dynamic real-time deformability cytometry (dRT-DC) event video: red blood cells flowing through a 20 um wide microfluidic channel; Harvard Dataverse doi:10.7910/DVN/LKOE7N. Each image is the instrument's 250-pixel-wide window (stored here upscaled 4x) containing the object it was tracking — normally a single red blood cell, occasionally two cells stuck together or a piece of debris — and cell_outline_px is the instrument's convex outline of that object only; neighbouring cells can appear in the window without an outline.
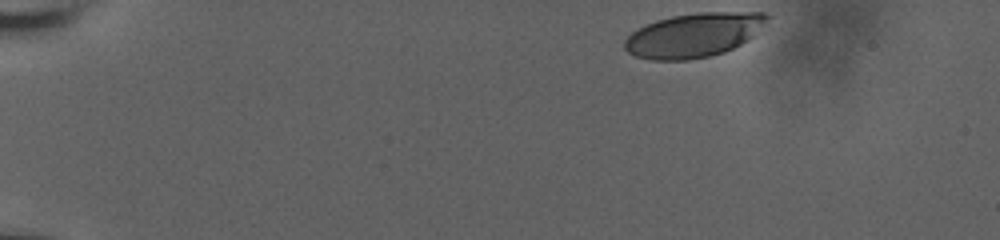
{"species": "human", "species_latin": "Homo sapiens", "temperature_condition": "room temperature", "stored_images_in_passage": 42, "camera_frame_rate_fps": 3000, "um_per_image_px": 0.085, "donor": {"sex": "male"}, "frame": {"image": 1, "passage_image": 1, "time_ms": 0.0, "image_size_px": [1000, 240], "cell_outline_px": [[772, 16], [752, 36], [740, 44], [724, 52], [708, 56], [688, 60], [652, 60], [636, 56], [628, 52], [624, 48], [624, 40], [632, 32], [644, 24], [656, 20], [672, 16], [696, 12], [764, 12]], "centroid_in_image_um": [58.95, 2.97], "position_along_channel_um": 26.0, "area_um2": 36.65}}
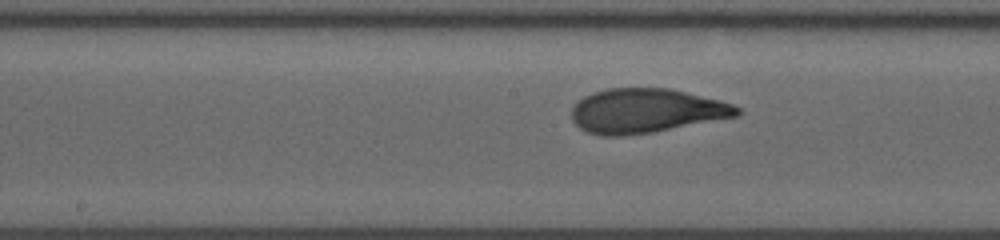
{"frame": {"image": 2, "passage_image": 24, "time_ms": 7.667, "image_size_px": [1000, 240], "cell_outline_px": [[740, 112], [736, 116], [652, 132], [624, 136], [600, 136], [588, 132], [580, 128], [572, 120], [572, 108], [584, 96], [592, 92], [608, 88], [668, 88], [720, 100], [732, 104], [740, 108]], "centroid_in_image_um": [54.88, 9.42], "position_along_channel_um": 193.3, "area_um2": 42.43}}
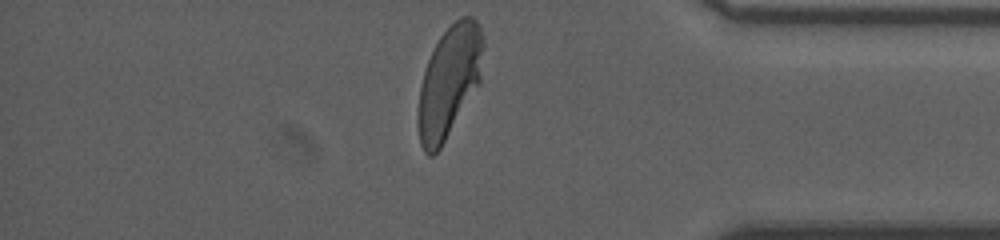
{"frame": {"image": 3, "passage_image": 42, "time_ms": 13.667, "image_size_px": [1000, 240], "cell_outline_px": [[484, 44], [480, 84], [440, 148], [432, 156], [428, 156], [424, 152], [420, 144], [416, 124], [416, 116], [420, 88], [424, 72], [428, 60], [440, 36], [460, 16], [472, 16], [476, 20], [480, 28], [484, 40]], "centroid_in_image_um": [38.17, 6.97], "position_along_channel_um": 397.0, "area_um2": 42.6}, "authors_computed_cell_mechanics": {"area_um2": 41.7605, "velocity_mm_per_s": 3.7094, "shape_relaxation_time_tau1_ms": 3.6682, "shape_relaxation_time_tau2_ms": null, "deformation_change_tau1": 0.187, "deformation_change_tau2": null}}